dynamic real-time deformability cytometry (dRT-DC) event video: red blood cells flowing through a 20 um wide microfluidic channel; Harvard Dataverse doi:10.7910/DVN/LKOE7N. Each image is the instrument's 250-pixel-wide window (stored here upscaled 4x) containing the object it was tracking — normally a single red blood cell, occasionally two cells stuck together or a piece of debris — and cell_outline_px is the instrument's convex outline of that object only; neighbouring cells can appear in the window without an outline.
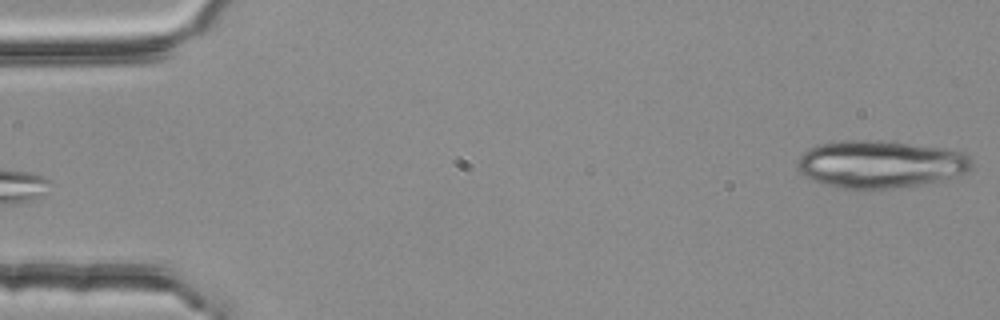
{"species": "common noctule bat (a hibernating species)", "species_latin": "Nyctalus noctula", "temperature_condition": "room temperature", "stored_images_in_passage": 2, "camera_frame_rate_fps": 3000, "um_per_image_px": 0.085, "animal": {"sex": "female", "body_mass_g": 25.1}, "frame": {"image": 1, "passage_image": 2, "time_ms": 0.333, "image_size_px": [1000, 320], "cell_outline_px": [[972, 164], [968, 172], [940, 180], [916, 184], [888, 188], [840, 188], [812, 180], [804, 176], [796, 168], [796, 160], [808, 148], [816, 144], [840, 140], [880, 140], [948, 148], [964, 152], [972, 160]], "centroid_in_image_um": [74.78, 13.92], "position_along_channel_um": 10.2, "area_um2": 48.32}}